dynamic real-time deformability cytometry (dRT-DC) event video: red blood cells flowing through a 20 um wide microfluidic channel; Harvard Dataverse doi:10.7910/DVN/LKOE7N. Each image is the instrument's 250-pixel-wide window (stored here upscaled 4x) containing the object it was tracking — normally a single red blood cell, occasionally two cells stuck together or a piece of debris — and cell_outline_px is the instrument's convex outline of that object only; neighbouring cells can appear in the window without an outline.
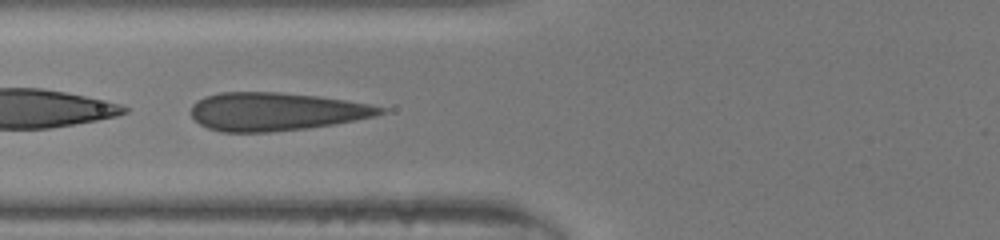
{"species": "human", "species_latin": "Homo sapiens", "temperature_condition": "room temperature", "stored_images_in_passage": 47, "camera_frame_rate_fps": 3000, "um_per_image_px": 0.085, "donor": {"sex": "male"}, "frame": {"image": 1, "passage_image": 20, "time_ms": 6.333, "image_size_px": [1000, 240], "cell_outline_px": [[388, 108], [384, 112], [376, 116], [332, 124], [308, 128], [268, 132], [220, 132], [208, 128], [200, 124], [192, 116], [192, 104], [204, 96], [220, 92], [280, 92], [316, 96], [344, 100], [368, 104]], "centroid_in_image_um": [23.42, 9.48], "position_along_channel_um": 102.4, "area_um2": 41.91}}
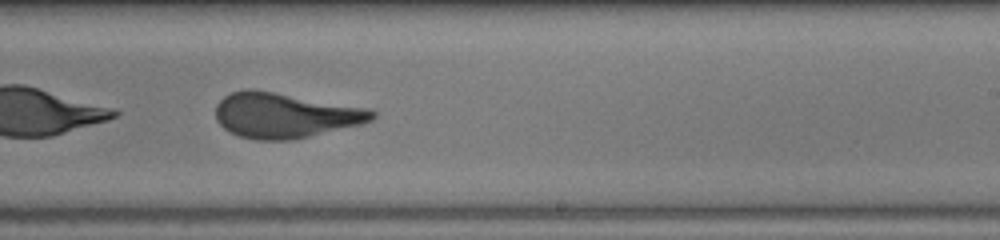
{"frame": {"image": 2, "passage_image": 31, "time_ms": 10.0, "image_size_px": [1000, 240], "cell_outline_px": [[376, 116], [372, 120], [360, 124], [292, 140], [256, 140], [240, 136], [224, 128], [216, 120], [216, 104], [224, 96], [232, 92], [248, 88], [368, 108], [376, 112]], "centroid_in_image_um": [24.19, 9.8], "position_along_channel_um": 264.8, "area_um2": 40.69}}
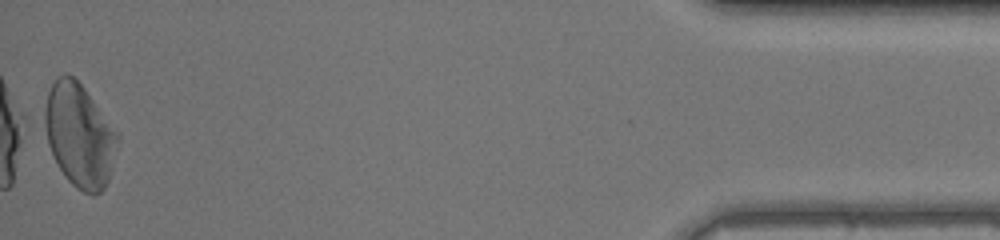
{"frame": {"image": 3, "passage_image": 47, "time_ms": 15.333, "image_size_px": [1000, 240], "cell_outline_px": [[120, 140], [108, 180], [104, 188], [100, 192], [92, 196], [76, 188], [68, 180], [60, 168], [48, 144], [36, 116], [56, 76], [64, 72], [68, 72], [84, 88], [120, 136]], "centroid_in_image_um": [6.66, 11.45], "position_along_channel_um": 428.5, "area_um2": 44.97}}